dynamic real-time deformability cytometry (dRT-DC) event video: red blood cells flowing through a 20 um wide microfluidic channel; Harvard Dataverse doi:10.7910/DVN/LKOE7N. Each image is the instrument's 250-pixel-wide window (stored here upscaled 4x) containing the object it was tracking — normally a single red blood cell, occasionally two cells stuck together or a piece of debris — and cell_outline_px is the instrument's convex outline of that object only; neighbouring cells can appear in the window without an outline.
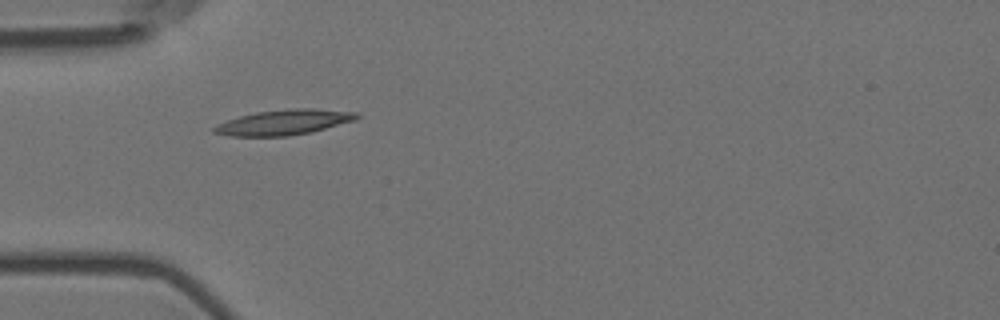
{"species": "Egyptian fruit bat (a non-hibernating species)", "species_latin": "Rousettus aegyptiacus", "temperature_condition": "room temperature", "stored_images_in_passage": 2, "camera_frame_rate_fps": 3000, "um_per_image_px": 0.085, "animal": {"sex": "female"}, "frame": {"image": 1, "passage_image": 1, "time_ms": 0.0, "image_size_px": [1000, 320], "cell_outline_px": [[360, 116], [356, 120], [312, 132], [288, 136], [228, 136], [212, 132], [212, 128], [228, 120], [240, 116], [256, 112], [288, 108], [312, 108], [360, 112]], "centroid_in_image_um": [24.19, 10.39], "position_along_channel_um": 60.8, "area_um2": 21.1}}
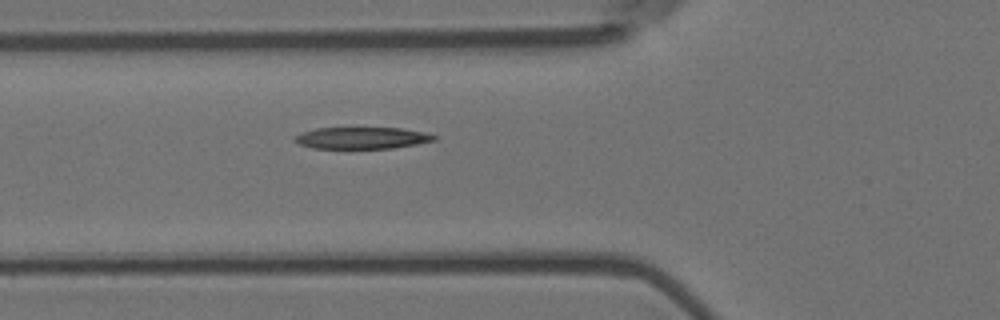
{"frame": {"image": 2, "passage_image": 2, "time_ms": 0.333, "image_size_px": [1000, 320], "cell_outline_px": [[436, 140], [416, 144], [392, 148], [312, 148], [300, 144], [292, 140], [292, 136], [300, 132], [316, 128], [400, 128], [424, 132], [436, 136]], "centroid_in_image_um": [30.69, 11.72], "position_along_channel_um": 95.1, "area_um2": 17.63}}